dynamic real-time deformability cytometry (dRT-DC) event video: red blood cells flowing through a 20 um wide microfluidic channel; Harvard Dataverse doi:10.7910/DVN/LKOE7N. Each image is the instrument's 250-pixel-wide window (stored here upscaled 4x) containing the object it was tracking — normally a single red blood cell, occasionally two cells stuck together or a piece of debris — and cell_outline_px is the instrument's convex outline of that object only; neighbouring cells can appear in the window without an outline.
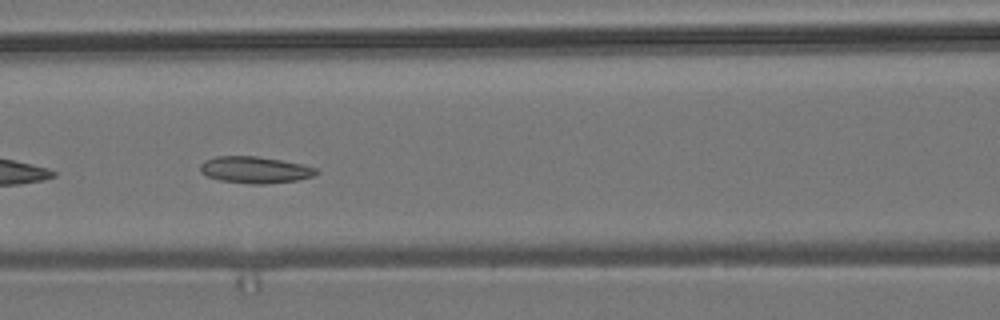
{"species": "common noctule bat (a hibernating species)", "species_latin": "Nyctalus noctula", "temperature_condition": "room temperature", "stored_images_in_passage": 33, "camera_frame_rate_fps": 3000, "um_per_image_px": 0.085, "animal": {"sex": "male", "body_mass_g": 19.2, "forearm_length_mm": 51.8}, "frame": {"image": 1, "passage_image": 11, "time_ms": 3.333, "image_size_px": [1000, 320], "cell_outline_px": [[320, 172], [312, 176], [296, 180], [264, 184], [252, 184], [220, 180], [204, 176], [200, 172], [200, 164], [204, 160], [216, 156], [256, 156], [280, 160], [300, 164], [316, 168]], "centroid_in_image_um": [21.61, 14.43], "position_along_channel_um": 145.0, "area_um2": 17.98}}
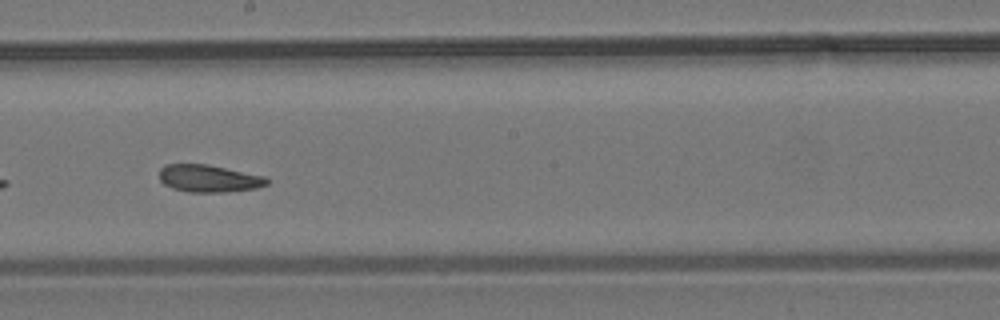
{"frame": {"image": 2, "passage_image": 18, "time_ms": 5.667, "image_size_px": [1000, 320], "cell_outline_px": [[268, 184], [256, 188], [224, 192], [188, 192], [172, 188], [164, 184], [160, 180], [160, 168], [164, 164], [208, 164], [264, 176], [268, 180]], "centroid_in_image_um": [17.72, 15.16], "position_along_channel_um": 230.5, "area_um2": 17.11}}
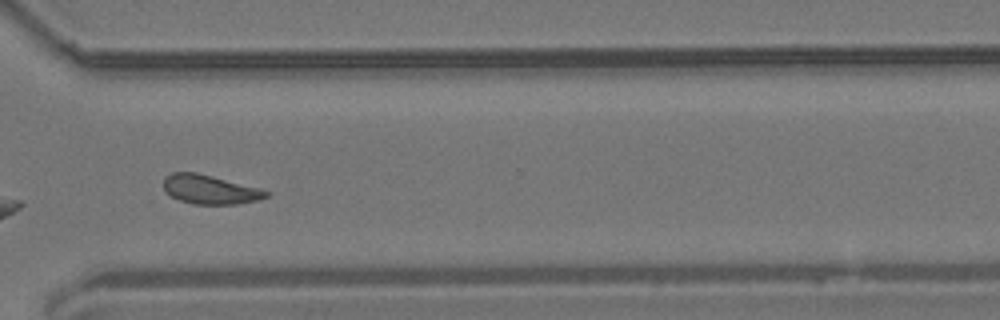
{"frame": {"image": 3, "passage_image": 28, "time_ms": 9.0, "image_size_px": [1000, 320], "cell_outline_px": [[272, 196], [256, 200], [236, 204], [192, 204], [180, 200], [172, 196], [164, 188], [164, 176], [172, 172], [196, 172], [260, 188], [272, 192]], "centroid_in_image_um": [17.89, 16.1], "position_along_channel_um": 352.7, "area_um2": 17.4}, "authors_computed_cell_mechanics": {"area_um2": 17.5134, "velocity_mm_per_s": 3.6707, "shape_relaxation_time_tau1_ms": null, "shape_relaxation_time_tau2_ms": 2.8268, "deformation_change_tau1": null, "deformation_change_tau2": 0.1044}}